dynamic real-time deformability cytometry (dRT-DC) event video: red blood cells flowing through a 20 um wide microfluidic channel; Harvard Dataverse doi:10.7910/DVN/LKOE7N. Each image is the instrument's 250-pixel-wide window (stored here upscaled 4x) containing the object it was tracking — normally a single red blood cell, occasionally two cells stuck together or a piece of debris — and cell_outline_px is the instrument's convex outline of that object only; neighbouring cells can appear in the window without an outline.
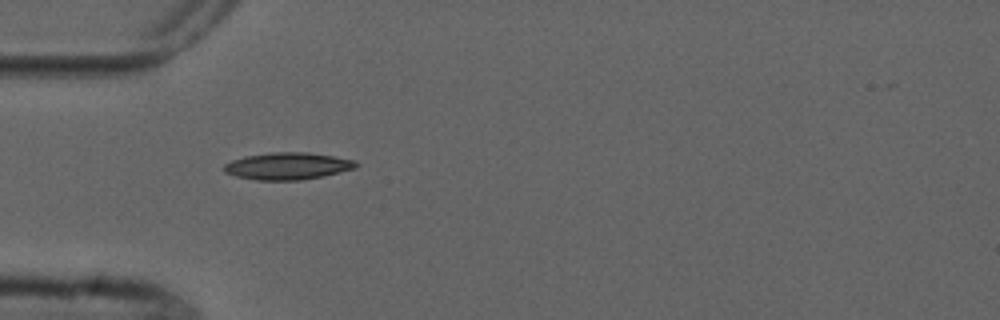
{"species": "common noctule bat (a hibernating species)", "species_latin": "Nyctalus noctula", "temperature_condition": "cold", "stored_images_in_passage": 11, "camera_frame_rate_fps": 3000, "um_per_image_px": 0.085, "animal": {"sex": "male", "forearm_length_mm": 52.5}, "frame": {"image": 1, "passage_image": 5, "time_ms": 6.0, "image_size_px": [1000, 320], "cell_outline_px": [[360, 164], [356, 168], [324, 176], [300, 180], [256, 180], [236, 176], [224, 172], [224, 164], [232, 160], [244, 156], [272, 152], [308, 152], [356, 160]], "centroid_in_image_um": [24.47, 14.11], "position_along_channel_um": 60.5, "area_um2": 20.92}}
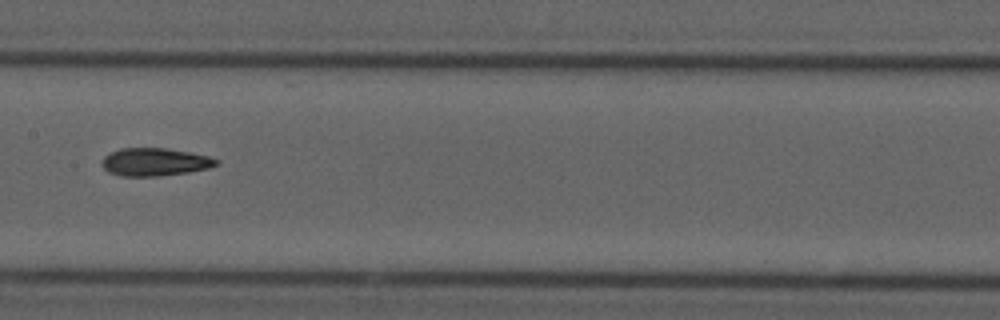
{"frame": {"image": 2, "passage_image": 8, "time_ms": 9.667, "image_size_px": [1000, 320], "cell_outline_px": [[220, 164], [208, 168], [188, 172], [156, 176], [120, 176], [108, 172], [104, 168], [104, 156], [120, 148], [164, 148], [188, 152], [208, 156], [220, 160]], "centroid_in_image_um": [13.19, 13.77], "position_along_channel_um": 194.2, "area_um2": 18.38}}
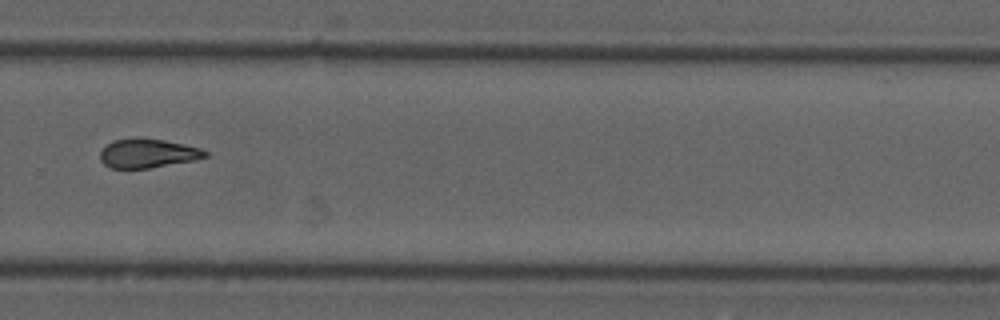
{"frame": {"image": 3, "passage_image": 11, "time_ms": 13.0, "image_size_px": [1000, 320], "cell_outline_px": [[208, 156], [196, 160], [148, 168], [112, 168], [104, 164], [100, 160], [100, 152], [112, 140], [164, 140], [184, 144], [200, 148], [208, 152]], "centroid_in_image_um": [12.6, 13.06], "position_along_channel_um": 317.2, "area_um2": 17.22}}